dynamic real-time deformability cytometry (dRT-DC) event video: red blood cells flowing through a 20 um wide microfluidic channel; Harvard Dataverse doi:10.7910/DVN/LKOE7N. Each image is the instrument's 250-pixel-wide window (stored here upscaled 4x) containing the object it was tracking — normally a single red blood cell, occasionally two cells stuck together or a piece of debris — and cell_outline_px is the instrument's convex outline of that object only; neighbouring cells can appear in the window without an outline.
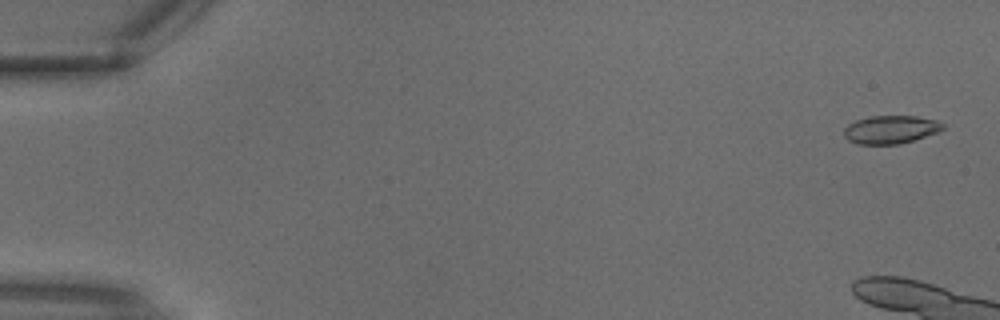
{"species": "common noctule bat (a hibernating species)", "species_latin": "Nyctalus noctula", "temperature_condition": "warm", "stored_images_in_passage": 3, "camera_frame_rate_fps": 3000, "um_per_image_px": 0.085, "animal": {"sex": "male", "body_mass_g": 18.8}, "frame": {"image": 1, "passage_image": 1, "time_ms": 0.0, "image_size_px": [1000, 320], "cell_outline_px": [[944, 128], [940, 132], [900, 144], [856, 144], [848, 140], [844, 136], [844, 128], [848, 124], [856, 120], [872, 116], [916, 116], [936, 120], [944, 124]], "centroid_in_image_um": [75.71, 11.01], "position_along_channel_um": 9.3, "area_um2": 16.3}}